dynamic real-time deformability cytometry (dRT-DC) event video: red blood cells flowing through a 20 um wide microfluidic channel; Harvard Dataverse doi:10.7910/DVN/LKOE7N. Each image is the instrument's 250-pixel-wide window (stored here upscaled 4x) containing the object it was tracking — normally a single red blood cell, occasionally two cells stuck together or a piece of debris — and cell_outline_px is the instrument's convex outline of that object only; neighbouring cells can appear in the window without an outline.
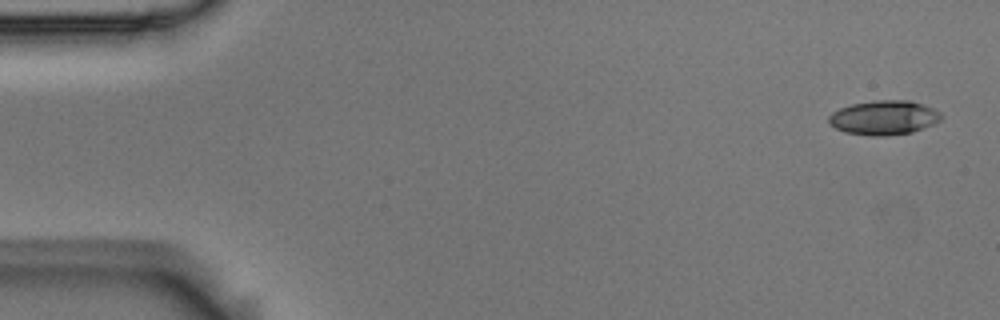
{"species": "Egyptian fruit bat (a non-hibernating species)", "species_latin": "Rousettus aegyptiacus", "temperature_condition": "room temperature", "stored_images_in_passage": 5, "segment_of_instrument_passage": [1, 2], "camera_frame_rate_fps": 3000, "um_per_image_px": 0.085, "animal": {"sex": "male"}, "frame": {"image": 1, "passage_image": 1, "time_ms": 0.0, "image_size_px": [1000, 320], "cell_outline_px": [[944, 116], [936, 124], [912, 132], [888, 136], [872, 136], [844, 132], [828, 124], [828, 116], [832, 112], [840, 108], [852, 104], [876, 100], [908, 100], [924, 104], [940, 112]], "centroid_in_image_um": [75.15, 10.0], "position_along_channel_um": 9.9, "area_um2": 22.77}}
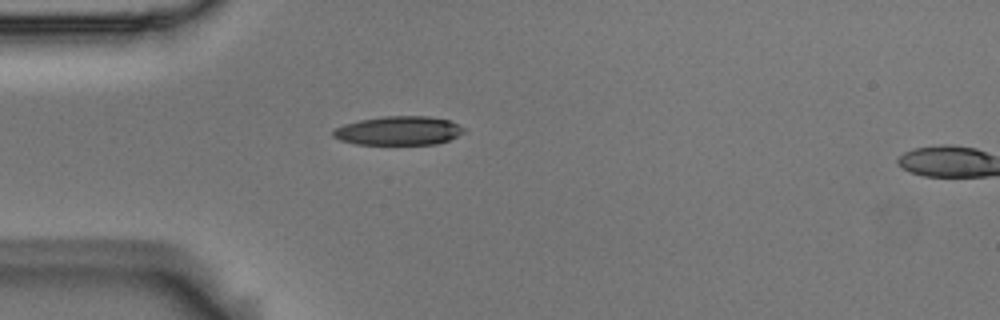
{"frame": {"image": 2, "passage_image": 4, "time_ms": 1.0, "image_size_px": [1000, 320], "cell_outline_px": [[464, 132], [448, 140], [436, 144], [356, 144], [340, 140], [332, 136], [332, 128], [344, 124], [360, 120], [384, 116], [428, 116], [448, 120], [464, 128]], "centroid_in_image_um": [33.83, 11.11], "position_along_channel_um": 51.2, "area_um2": 21.91}}